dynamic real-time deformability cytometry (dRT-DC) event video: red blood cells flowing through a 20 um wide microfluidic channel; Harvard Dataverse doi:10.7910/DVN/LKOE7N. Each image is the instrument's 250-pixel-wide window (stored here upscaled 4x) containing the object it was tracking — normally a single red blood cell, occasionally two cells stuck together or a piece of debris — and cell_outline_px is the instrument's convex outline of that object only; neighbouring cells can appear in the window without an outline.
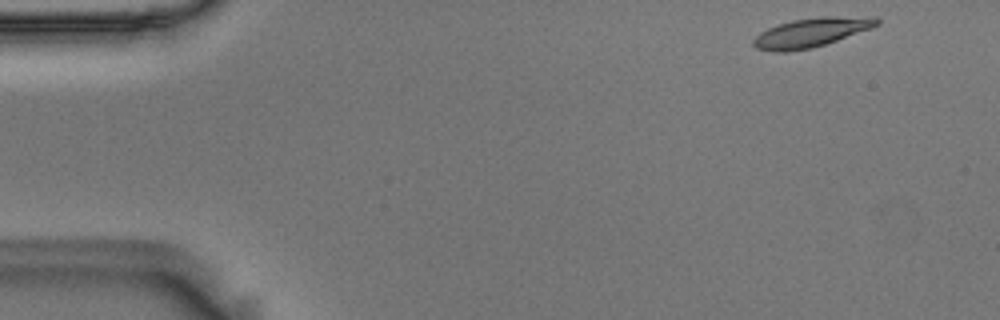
{"species": "Egyptian fruit bat (a non-hibernating species)", "species_latin": "Rousettus aegyptiacus", "temperature_condition": "room temperature", "stored_images_in_passage": 52, "camera_frame_rate_fps": 3000, "um_per_image_px": 0.085, "animal": {"sex": "male"}, "frame": {"image": 1, "passage_image": 1, "time_ms": 0.0, "image_size_px": [1000, 320], "cell_outline_px": [[880, 24], [872, 28], [812, 48], [788, 52], [772, 52], [756, 48], [752, 44], [752, 40], [760, 32], [768, 28], [792, 20], [820, 16], [876, 16], [880, 20]], "centroid_in_image_um": [68.97, 2.75], "position_along_channel_um": 16.0, "area_um2": 21.15}}
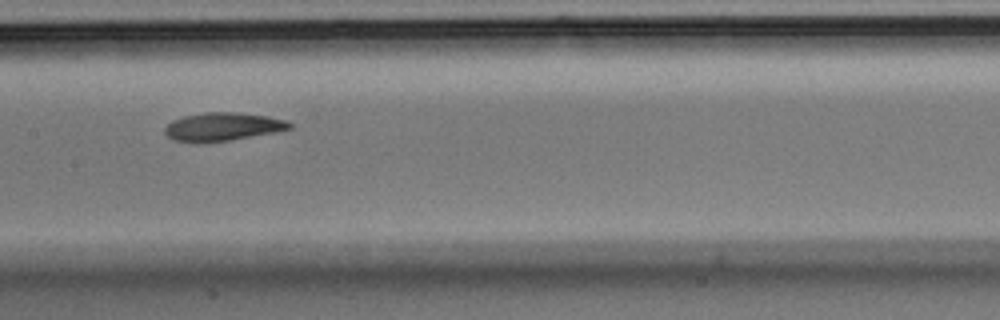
{"frame": {"image": 2, "passage_image": 24, "time_ms": 7.667, "image_size_px": [1000, 320], "cell_outline_px": [[292, 128], [272, 132], [228, 140], [172, 140], [164, 132], [164, 128], [172, 120], [184, 116], [204, 112], [236, 112], [268, 116], [284, 120], [292, 124]], "centroid_in_image_um": [18.93, 10.72], "position_along_channel_um": 188.5, "area_um2": 19.71}}
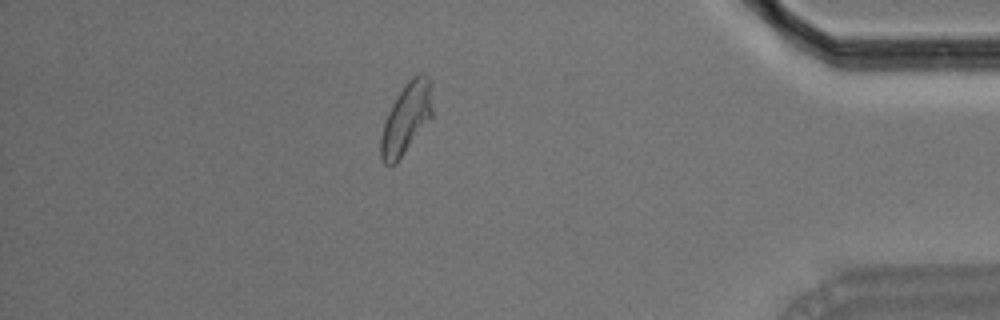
{"frame": {"image": 3, "passage_image": 45, "time_ms": 14.667, "image_size_px": [1000, 320], "cell_outline_px": [[432, 116], [396, 164], [384, 164], [380, 156], [380, 140], [384, 124], [388, 112], [392, 104], [408, 80], [412, 76], [420, 72], [424, 72], [432, 80]], "centroid_in_image_um": [34.55, 10.02], "position_along_channel_um": 400.6, "area_um2": 21.27}, "authors_computed_cell_mechanics": {"area_um2": 20.7502, "velocity_mm_per_s": 3.5873, "shape_relaxation_time_tau1_ms": 5.6493, "shape_relaxation_time_tau2_ms": 3.443, "deformation_change_tau1": 0.1713, "deformation_change_tau2": 0.0942}}